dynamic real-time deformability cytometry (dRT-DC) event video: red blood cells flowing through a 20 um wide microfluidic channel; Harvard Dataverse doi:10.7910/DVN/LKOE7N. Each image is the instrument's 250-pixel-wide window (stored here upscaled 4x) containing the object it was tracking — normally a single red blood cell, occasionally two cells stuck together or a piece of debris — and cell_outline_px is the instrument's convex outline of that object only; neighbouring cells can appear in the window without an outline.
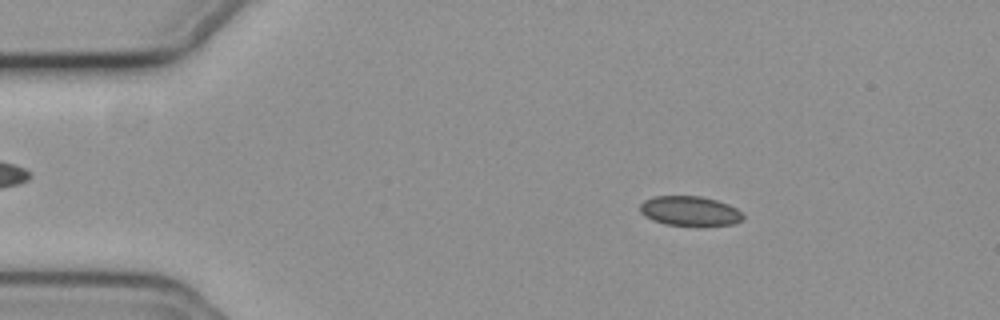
{"species": "common noctule bat (a hibernating species)", "species_latin": "Nyctalus noctula", "temperature_condition": "cold", "stored_images_in_passage": 57, "camera_frame_rate_fps": 3000, "um_per_image_px": 0.085, "animal": {"sex": "female", "body_mass_g": 19.3, "forearm_length_mm": 54.1}, "frame": {"image": 1, "passage_image": 10, "time_ms": 3.0, "image_size_px": [1000, 320], "cell_outline_px": [[744, 220], [736, 224], [700, 228], [696, 228], [664, 224], [652, 220], [644, 216], [640, 212], [640, 204], [644, 200], [652, 196], [700, 196], [716, 200], [728, 204], [736, 208], [744, 216]], "centroid_in_image_um": [58.66, 17.98], "position_along_channel_um": 26.3, "area_um2": 18.67}}
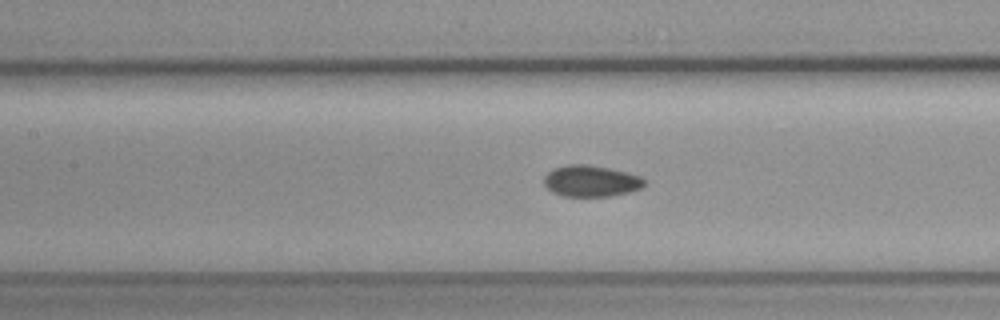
{"frame": {"image": 2, "passage_image": 26, "time_ms": 8.333, "image_size_px": [1000, 320], "cell_outline_px": [[644, 184], [640, 188], [628, 192], [612, 196], [564, 196], [552, 192], [544, 184], [544, 176], [552, 168], [568, 164], [588, 164], [608, 168], [640, 176], [644, 180]], "centroid_in_image_um": [50.18, 15.38], "position_along_channel_um": 157.2, "area_um2": 18.21}}
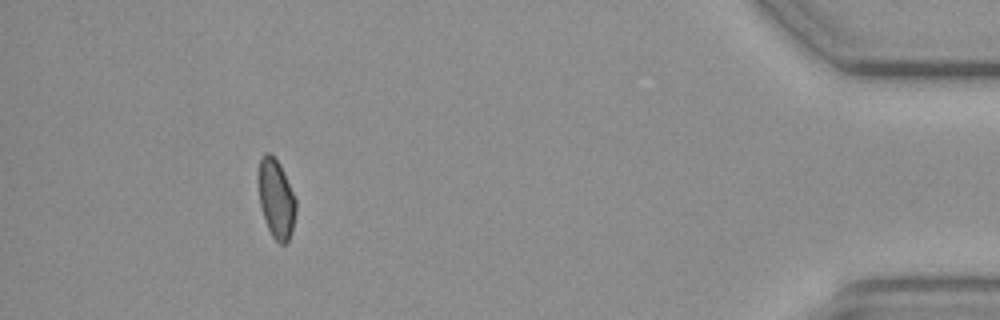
{"frame": {"image": 3, "passage_image": 52, "time_ms": 17.0, "image_size_px": [1000, 320], "cell_outline_px": [[296, 212], [292, 232], [288, 240], [284, 244], [280, 244], [272, 236], [268, 228], [260, 204], [256, 176], [260, 156], [264, 152], [268, 152], [280, 164], [296, 200]], "centroid_in_image_um": [23.44, 16.85], "position_along_channel_um": 411.8, "area_um2": 17.46}, "authors_computed_cell_mechanics": {"area_um2": 18.1492, "velocity_mm_per_s": 3.6998, "shape_relaxation_time_tau1_ms": null, "shape_relaxation_time_tau2_ms": 9.1407, "deformation_change_tau1": null, "deformation_change_tau2": 0.1051}}